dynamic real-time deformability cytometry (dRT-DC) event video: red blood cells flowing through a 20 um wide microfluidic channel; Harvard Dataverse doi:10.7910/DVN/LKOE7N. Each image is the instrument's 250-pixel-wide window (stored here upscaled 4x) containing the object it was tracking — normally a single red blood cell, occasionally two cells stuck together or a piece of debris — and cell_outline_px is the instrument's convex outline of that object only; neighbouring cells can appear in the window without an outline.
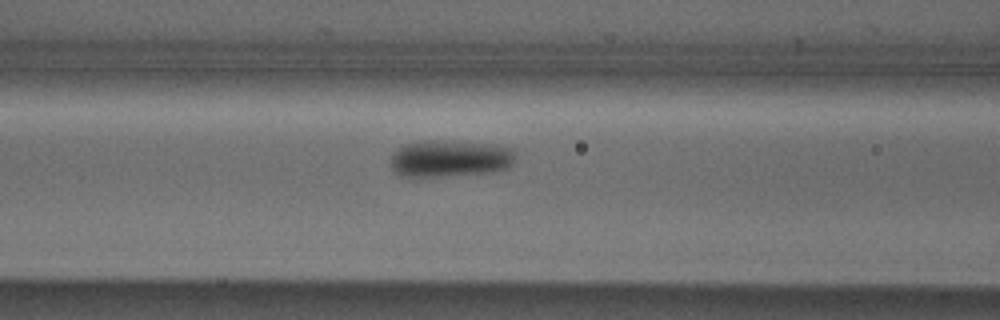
{"species": "Egyptian fruit bat (a non-hibernating species)", "species_latin": "Rousettus aegyptiacus", "temperature_condition": "cold", "stored_images_in_passage": 18, "camera_frame_rate_fps": 3000, "um_per_image_px": 0.085, "animal": {"sex": "male"}, "frame": {"image": 1, "passage_image": 13, "time_ms": 4.0, "image_size_px": [1000, 320], "cell_outline_px": [[516, 152], [512, 164], [508, 168], [492, 172], [440, 176], [404, 176], [396, 172], [392, 168], [392, 152], [408, 144], [424, 140], [436, 140], [488, 144], [512, 148]], "centroid_in_image_um": [38.28, 13.47], "position_along_channel_um": 128.3, "area_um2": 26.47}}
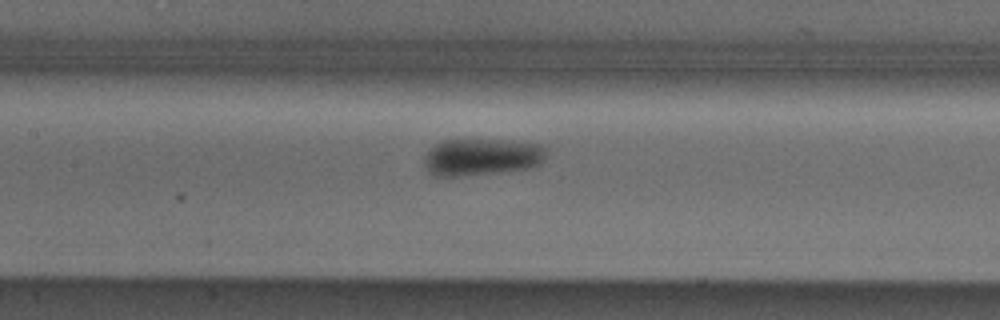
{"frame": {"image": 2, "passage_image": 16, "time_ms": 5.0, "image_size_px": [1000, 320], "cell_outline_px": [[548, 144], [544, 156], [540, 164], [528, 168], [460, 176], [436, 176], [428, 172], [424, 164], [424, 156], [432, 144], [444, 140], [508, 140]], "centroid_in_image_um": [40.94, 13.32], "position_along_channel_um": 166.5, "area_um2": 26.53}}